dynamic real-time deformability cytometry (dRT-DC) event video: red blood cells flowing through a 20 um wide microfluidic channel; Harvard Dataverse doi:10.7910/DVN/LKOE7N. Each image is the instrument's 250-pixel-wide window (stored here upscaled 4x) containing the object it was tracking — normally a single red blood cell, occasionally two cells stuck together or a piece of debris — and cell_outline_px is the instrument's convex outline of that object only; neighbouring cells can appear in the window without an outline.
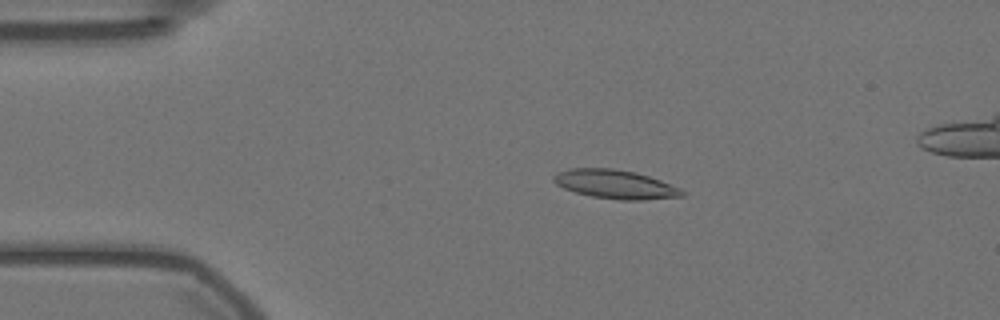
{"species": "Egyptian fruit bat (a non-hibernating species)", "species_latin": "Rousettus aegyptiacus", "temperature_condition": "warm", "stored_images_in_passage": 53, "camera_frame_rate_fps": 3000, "um_per_image_px": 0.085, "animal": {"sex": "female"}, "frame": {"image": 1, "passage_image": 9, "time_ms": 2.667, "image_size_px": [1000, 320], "cell_outline_px": [[684, 196], [644, 200], [620, 200], [592, 196], [576, 192], [564, 188], [556, 184], [552, 180], [552, 176], [556, 172], [568, 168], [612, 168], [636, 172], [660, 180], [680, 188], [684, 192]], "centroid_in_image_um": [52.27, 15.65], "position_along_channel_um": 32.7, "area_um2": 21.62}}
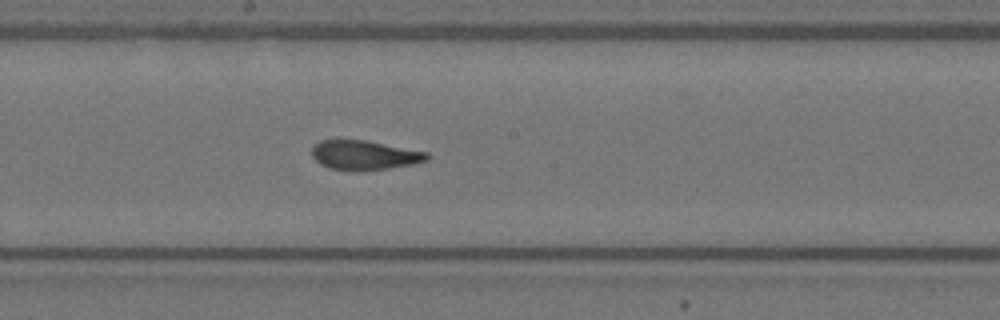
{"frame": {"image": 2, "passage_image": 28, "time_ms": 9.0, "image_size_px": [1000, 320], "cell_outline_px": [[432, 156], [428, 160], [412, 164], [388, 168], [328, 168], [320, 164], [312, 156], [312, 148], [320, 140], [364, 140], [428, 152]], "centroid_in_image_um": [31.01, 13.15], "position_along_channel_um": 217.2, "area_um2": 18.96}}
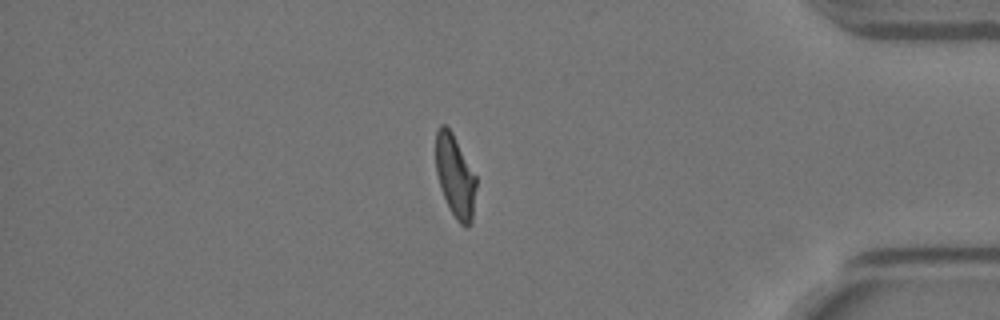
{"frame": {"image": 3, "passage_image": 46, "time_ms": 15.0, "image_size_px": [1000, 320], "cell_outline_px": [[476, 188], [472, 224], [468, 228], [464, 228], [456, 220], [440, 188], [436, 172], [436, 132], [440, 124], [444, 124], [452, 132], [476, 176]], "centroid_in_image_um": [38.7, 15.01], "position_along_channel_um": 396.5, "area_um2": 19.42}}